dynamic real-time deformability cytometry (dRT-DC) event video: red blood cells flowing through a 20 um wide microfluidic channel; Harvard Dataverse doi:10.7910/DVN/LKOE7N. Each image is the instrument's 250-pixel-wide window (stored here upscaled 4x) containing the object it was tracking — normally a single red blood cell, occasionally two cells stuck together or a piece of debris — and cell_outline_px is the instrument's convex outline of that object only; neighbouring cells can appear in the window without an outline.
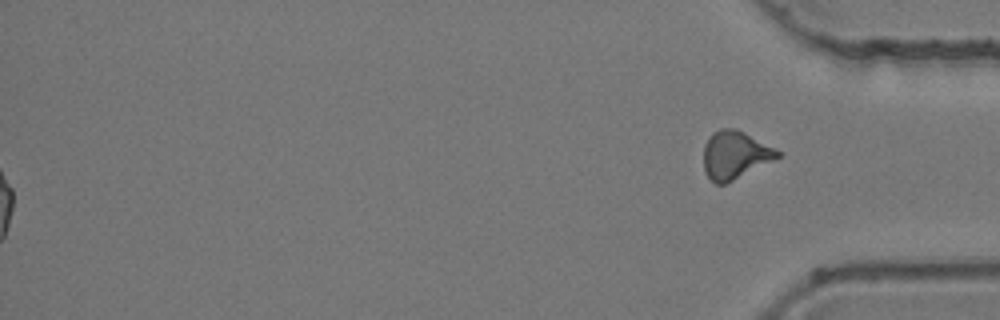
{"species": "common noctule bat (a hibernating species)", "species_latin": "Nyctalus noctula", "temperature_condition": "room temperature", "stored_images_in_passage": 35, "segment_of_instrument_passage": [2, 2], "camera_frame_rate_fps": 3000, "um_per_image_px": 0.085, "animal": {"sex": "female", "body_mass_g": 24.6, "forearm_length_mm": 56.2}, "frame": {"image": 1, "passage_image": 35, "time_ms": 11.333, "image_size_px": [1000, 320], "cell_outline_px": [[780, 156], [724, 184], [716, 184], [704, 172], [704, 144], [708, 136], [712, 132], [720, 128], [736, 128], [744, 132], [780, 152]], "centroid_in_image_um": [62.4, 13.14], "position_along_channel_um": 372.8, "area_um2": 20.17}}